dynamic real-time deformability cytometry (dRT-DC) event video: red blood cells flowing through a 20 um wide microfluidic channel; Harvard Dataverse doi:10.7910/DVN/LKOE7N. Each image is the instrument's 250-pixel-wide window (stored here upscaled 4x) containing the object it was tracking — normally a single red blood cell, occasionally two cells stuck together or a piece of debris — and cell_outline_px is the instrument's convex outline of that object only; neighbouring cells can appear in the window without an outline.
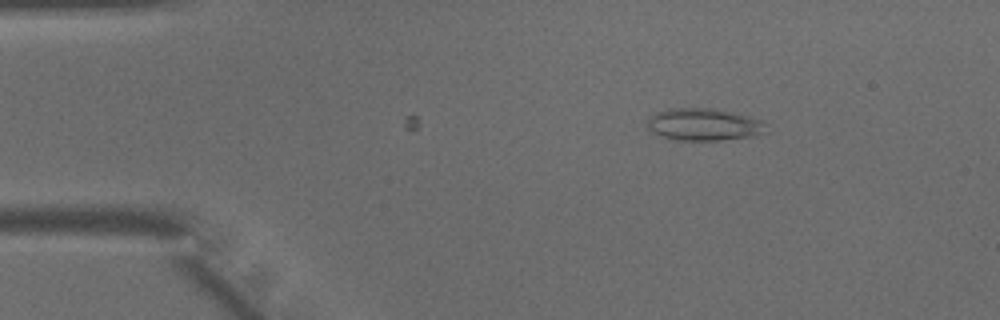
{"species": "common noctule bat (a hibernating species)", "species_latin": "Nyctalus noctula", "temperature_condition": "warm", "stored_images_in_passage": 3, "camera_frame_rate_fps": 3000, "um_per_image_px": 0.085, "animal": {"sex": "male", "body_mass_g": 15.6}, "frame": {"image": 1, "passage_image": 1, "time_ms": 0.0, "image_size_px": [1000, 320], "cell_outline_px": [[764, 132], [756, 136], [720, 140], [676, 140], [660, 136], [648, 128], [648, 116], [656, 112], [668, 108], [712, 108], [748, 116], [760, 120], [764, 124]], "centroid_in_image_um": [59.77, 10.58], "position_along_channel_um": 25.2, "area_um2": 22.2}}